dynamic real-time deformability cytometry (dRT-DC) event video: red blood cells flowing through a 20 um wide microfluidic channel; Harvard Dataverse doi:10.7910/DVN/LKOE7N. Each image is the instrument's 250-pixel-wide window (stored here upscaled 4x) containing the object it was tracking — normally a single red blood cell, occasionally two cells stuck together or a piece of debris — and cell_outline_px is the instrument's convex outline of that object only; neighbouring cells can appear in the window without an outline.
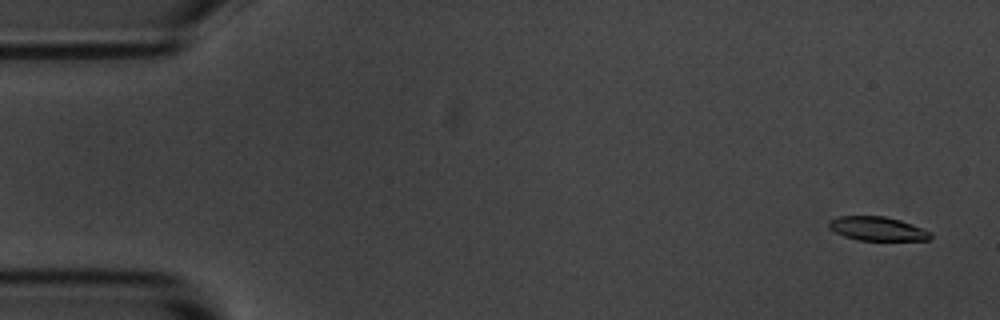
{"species": "common noctule bat (a hibernating species)", "species_latin": "Nyctalus noctula", "temperature_condition": "room temperature", "stored_images_in_passage": 5, "camera_frame_rate_fps": 3000, "um_per_image_px": 0.085, "animal": {"sex": "male", "body_mass_g": 20.1, "forearm_length_mm": 53.5}, "frame": {"image": 1, "passage_image": 1, "time_ms": 0.0, "image_size_px": [1000, 320], "cell_outline_px": [[932, 236], [928, 240], [856, 240], [844, 236], [828, 228], [828, 220], [840, 216], [884, 216], [900, 220], [924, 228], [932, 232]], "centroid_in_image_um": [74.58, 19.44], "position_along_channel_um": 10.4, "area_um2": 14.28}}
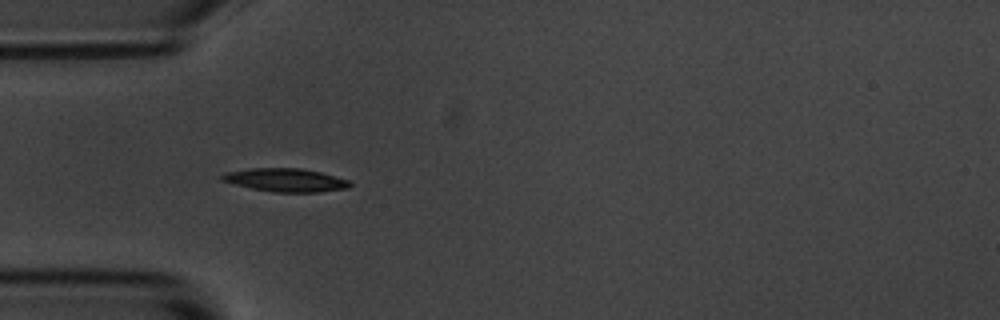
{"frame": {"image": 2, "passage_image": 5, "time_ms": 1.333, "image_size_px": [1000, 320], "cell_outline_px": [[352, 184], [348, 188], [320, 192], [272, 192], [252, 188], [220, 180], [220, 176], [224, 172], [248, 168], [300, 168], [320, 172], [348, 180]], "centroid_in_image_um": [24.25, 15.3], "position_along_channel_um": 60.8, "area_um2": 17.34}}